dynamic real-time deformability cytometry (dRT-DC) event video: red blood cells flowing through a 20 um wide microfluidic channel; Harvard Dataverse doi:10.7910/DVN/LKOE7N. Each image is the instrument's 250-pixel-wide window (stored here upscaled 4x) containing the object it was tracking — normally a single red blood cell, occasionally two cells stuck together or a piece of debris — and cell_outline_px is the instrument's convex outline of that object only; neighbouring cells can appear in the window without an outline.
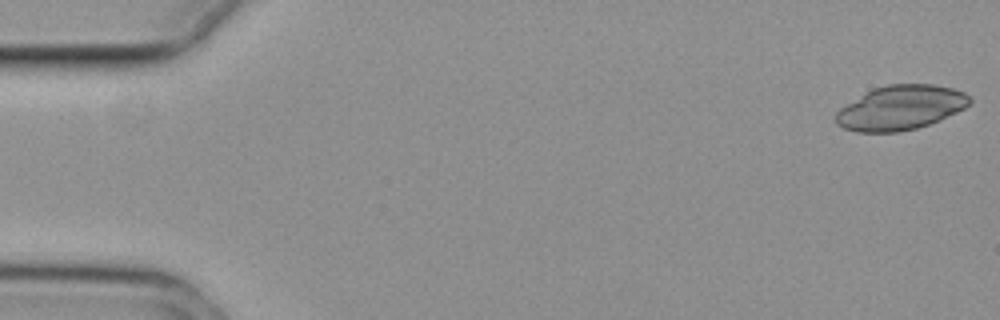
{"species": "common noctule bat (a hibernating species)", "species_latin": "Nyctalus noctula", "temperature_condition": "cold", "stored_images_in_passage": 54, "camera_frame_rate_fps": 3000, "um_per_image_px": 0.085, "animal": {"sex": "female", "body_mass_g": 29.2, "forearm_length_mm": 56.3}, "frame": {"image": 1, "passage_image": 1, "time_ms": 0.0, "image_size_px": [1000, 320], "cell_outline_px": [[972, 104], [940, 120], [916, 128], [900, 132], [856, 132], [844, 128], [836, 124], [836, 112], [840, 108], [872, 88], [888, 84], [932, 84], [952, 88], [964, 92], [972, 100]], "centroid_in_image_um": [76.55, 9.15], "position_along_channel_um": 8.4, "area_um2": 34.68}}